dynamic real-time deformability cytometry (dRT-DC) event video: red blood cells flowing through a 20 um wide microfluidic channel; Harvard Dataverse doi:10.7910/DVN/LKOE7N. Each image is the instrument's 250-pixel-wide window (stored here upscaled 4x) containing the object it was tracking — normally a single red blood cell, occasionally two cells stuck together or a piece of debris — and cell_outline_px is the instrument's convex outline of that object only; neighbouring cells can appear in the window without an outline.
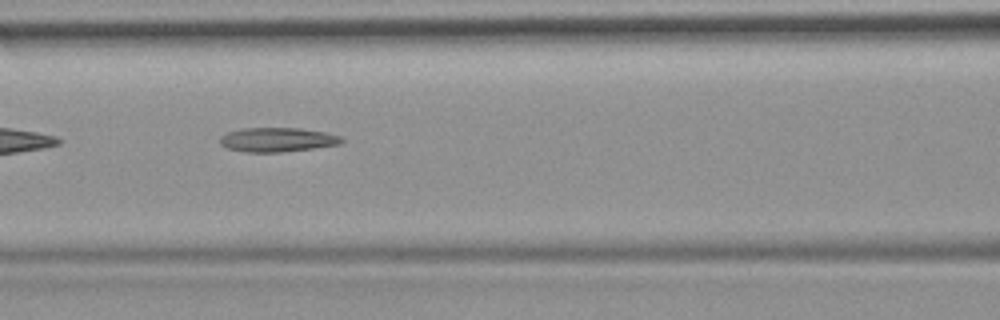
{"species": "common noctule bat (a hibernating species)", "species_latin": "Nyctalus noctula", "temperature_condition": "room temperature", "stored_images_in_passage": 10, "camera_frame_rate_fps": 3000, "um_per_image_px": 0.085, "animal": {"sex": "female", "body_mass_g": 19.9}, "frame": {"image": 1, "passage_image": 6, "time_ms": 1.667, "image_size_px": [1000, 320], "cell_outline_px": [[344, 140], [340, 144], [312, 148], [280, 152], [248, 152], [228, 148], [220, 144], [220, 136], [228, 132], [240, 128], [300, 128], [324, 132], [340, 136]], "centroid_in_image_um": [23.56, 11.86], "position_along_channel_um": 143.0, "area_um2": 17.05}}